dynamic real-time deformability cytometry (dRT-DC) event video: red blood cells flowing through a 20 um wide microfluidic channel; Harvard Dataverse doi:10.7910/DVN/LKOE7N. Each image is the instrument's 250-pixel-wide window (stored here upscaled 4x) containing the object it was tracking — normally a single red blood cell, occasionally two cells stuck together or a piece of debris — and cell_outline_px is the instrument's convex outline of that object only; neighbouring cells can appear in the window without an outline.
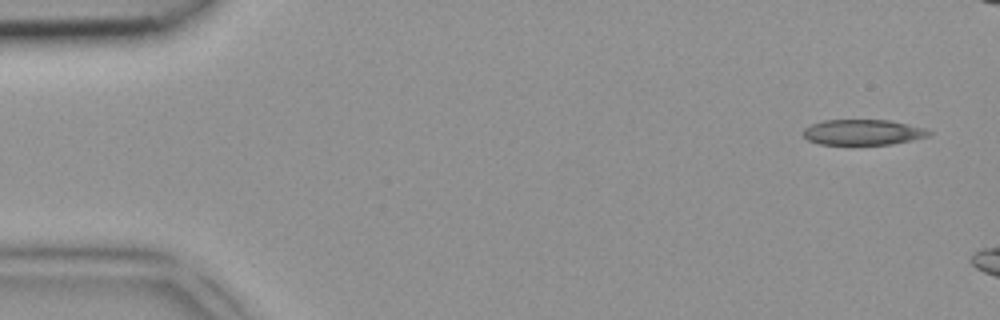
{"species": "common noctule bat (a hibernating species)", "species_latin": "Nyctalus noctula", "temperature_condition": "room temperature", "stored_images_in_passage": 3, "camera_frame_rate_fps": 3000, "um_per_image_px": 0.085, "animal": {"sex": "female", "body_mass_g": 18.4}, "frame": {"image": 1, "passage_image": 1, "time_ms": 0.0, "image_size_px": [1000, 320], "cell_outline_px": [[932, 132], [928, 136], [912, 140], [892, 144], [820, 144], [808, 140], [804, 136], [804, 128], [812, 124], [824, 120], [888, 120], [908, 124], [924, 128]], "centroid_in_image_um": [73.35, 11.24], "position_along_channel_um": 11.6, "area_um2": 18.5}}